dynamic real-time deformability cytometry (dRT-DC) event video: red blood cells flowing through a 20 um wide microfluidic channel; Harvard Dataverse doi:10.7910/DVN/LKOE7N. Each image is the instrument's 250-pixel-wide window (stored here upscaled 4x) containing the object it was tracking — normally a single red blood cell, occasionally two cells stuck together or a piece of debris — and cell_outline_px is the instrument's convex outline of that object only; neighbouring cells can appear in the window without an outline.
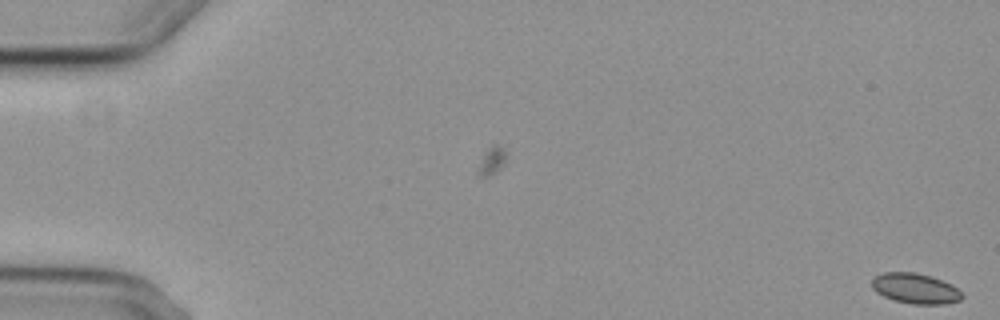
{"species": "common noctule bat (a hibernating species)", "species_latin": "Nyctalus noctula", "temperature_condition": "cold", "stored_images_in_passage": 7, "camera_frame_rate_fps": 3000, "um_per_image_px": 0.085, "animal": {"sex": "female", "body_mass_g": 29.2, "forearm_length_mm": 56.3}, "frame": {"image": 1, "passage_image": 1, "time_ms": 0.0, "image_size_px": [1000, 320], "cell_outline_px": [[964, 296], [960, 300], [944, 304], [912, 304], [896, 300], [884, 296], [876, 292], [872, 288], [872, 280], [876, 276], [884, 272], [916, 272], [932, 276], [952, 284]], "centroid_in_image_um": [77.81, 24.51], "position_along_channel_um": 7.2, "area_um2": 15.9}}